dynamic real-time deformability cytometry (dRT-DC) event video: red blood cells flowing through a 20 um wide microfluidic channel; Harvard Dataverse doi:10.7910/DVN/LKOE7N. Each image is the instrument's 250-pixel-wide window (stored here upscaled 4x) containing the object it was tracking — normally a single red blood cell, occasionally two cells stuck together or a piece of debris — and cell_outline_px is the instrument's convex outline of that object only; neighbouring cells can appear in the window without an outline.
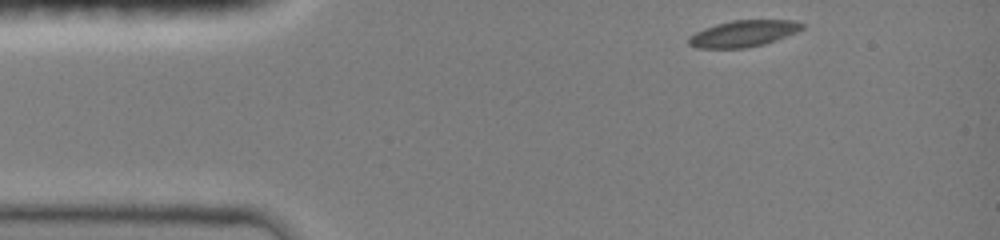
{"species": "common noctule bat (a hibernating species)", "species_latin": "Nyctalus noctula", "temperature_condition": "room temperature", "stored_images_in_passage": 6, "camera_frame_rate_fps": 3000, "um_per_image_px": 0.085, "animal": {"sex": "female", "body_mass_g": 19.0, "forearm_length_mm": 51.5}, "frame": {"image": 1, "passage_image": 1, "time_ms": 0.0, "image_size_px": [1000, 240], "cell_outline_px": [[804, 28], [796, 32], [776, 40], [764, 44], [744, 48], [696, 48], [688, 44], [688, 36], [704, 28], [716, 24], [732, 20], [796, 20], [804, 24]], "centroid_in_image_um": [63.18, 2.85], "position_along_channel_um": 21.8, "area_um2": 17.51}}
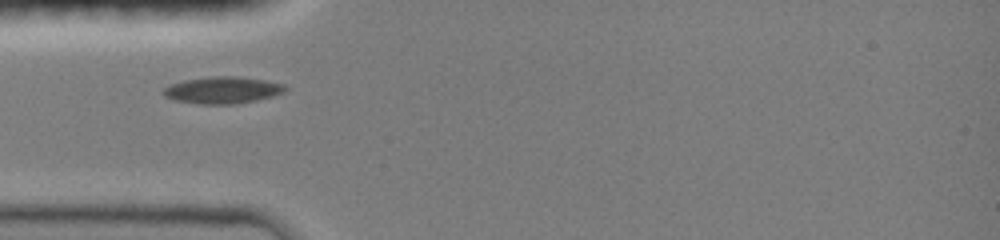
{"frame": {"image": 2, "passage_image": 4, "time_ms": 2.667, "image_size_px": [1000, 240], "cell_outline_px": [[288, 88], [284, 92], [272, 96], [256, 100], [232, 104], [200, 104], [172, 100], [164, 96], [164, 88], [172, 84], [184, 80], [212, 76], [240, 76], [264, 80], [284, 84]], "centroid_in_image_um": [18.92, 7.65], "position_along_channel_um": 66.1, "area_um2": 19.02}}
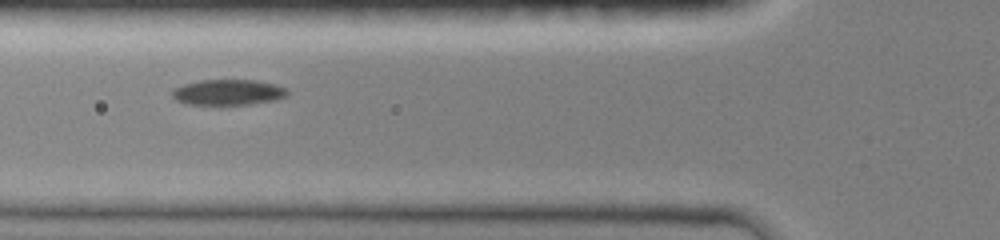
{"frame": {"image": 3, "passage_image": 5, "time_ms": 3.667, "image_size_px": [1000, 240], "cell_outline_px": [[288, 96], [276, 100], [248, 104], [184, 104], [176, 100], [172, 96], [172, 88], [184, 84], [200, 80], [256, 80], [276, 84], [284, 88], [288, 92]], "centroid_in_image_um": [19.38, 7.84], "position_along_channel_um": 106.4, "area_um2": 17.22}}